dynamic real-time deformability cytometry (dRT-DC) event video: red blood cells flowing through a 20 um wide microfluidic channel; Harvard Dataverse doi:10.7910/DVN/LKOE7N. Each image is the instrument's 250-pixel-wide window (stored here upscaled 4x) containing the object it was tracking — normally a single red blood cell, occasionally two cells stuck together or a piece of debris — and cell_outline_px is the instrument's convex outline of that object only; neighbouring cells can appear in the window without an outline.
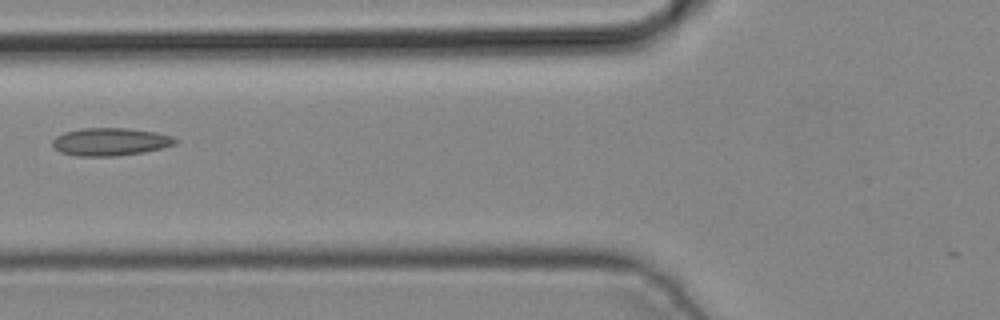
{"species": "common noctule bat (a hibernating species)", "species_latin": "Nyctalus noctula", "temperature_condition": "cold", "stored_images_in_passage": 3, "camera_frame_rate_fps": 3000, "um_per_image_px": 0.085, "animal": {"sex": "male", "body_mass_g": 19.2, "forearm_length_mm": 51.8}, "frame": {"image": 1, "passage_image": 3, "time_ms": 0.667, "image_size_px": [1000, 320], "cell_outline_px": [[180, 140], [176, 144], [144, 152], [116, 156], [76, 156], [60, 152], [52, 144], [52, 140], [56, 136], [64, 132], [84, 128], [124, 128], [156, 132], [172, 136]], "centroid_in_image_um": [9.39, 12.05], "position_along_channel_um": 116.4, "area_um2": 19.88}}